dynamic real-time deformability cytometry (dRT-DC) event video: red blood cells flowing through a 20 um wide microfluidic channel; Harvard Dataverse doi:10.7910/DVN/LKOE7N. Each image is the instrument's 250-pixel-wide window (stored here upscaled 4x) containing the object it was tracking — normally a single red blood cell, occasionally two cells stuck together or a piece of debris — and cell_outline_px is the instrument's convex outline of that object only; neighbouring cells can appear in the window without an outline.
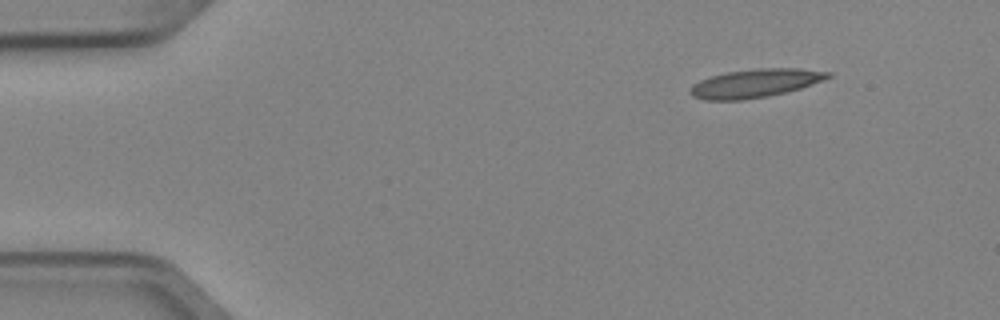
{"species": "Egyptian fruit bat (a non-hibernating species)", "species_latin": "Rousettus aegyptiacus", "temperature_condition": "cold", "stored_images_in_passage": 5, "camera_frame_rate_fps": 3000, "um_per_image_px": 0.085, "animal": {"sex": "female"}, "frame": {"image": 1, "passage_image": 1, "time_ms": 0.0, "image_size_px": [1000, 320], "cell_outline_px": [[832, 76], [824, 80], [788, 92], [768, 96], [744, 100], [704, 100], [692, 96], [688, 92], [692, 84], [700, 80], [712, 76], [728, 72], [756, 68], [796, 68], [832, 72]], "centroid_in_image_um": [64.19, 7.08], "position_along_channel_um": 20.8, "area_um2": 22.95}}
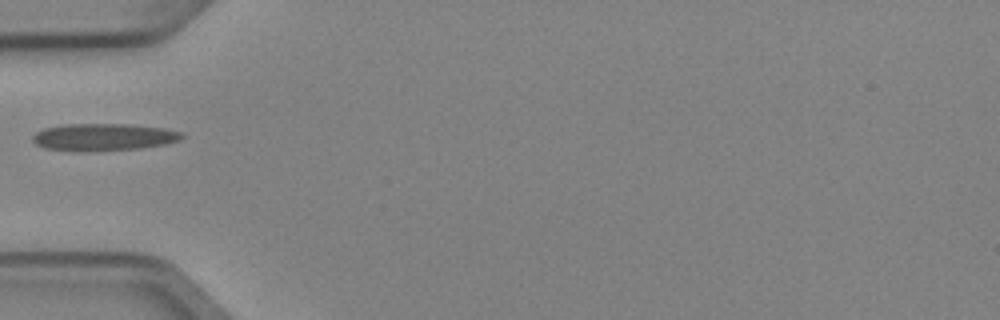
{"frame": {"image": 2, "passage_image": 4, "time_ms": 1.0, "image_size_px": [1000, 320], "cell_outline_px": [[184, 136], [180, 140], [164, 144], [140, 148], [80, 152], [44, 148], [36, 144], [32, 140], [32, 136], [36, 132], [44, 128], [64, 124], [128, 124], [164, 128], [184, 132]], "centroid_in_image_um": [8.79, 11.65], "position_along_channel_um": 76.2, "area_um2": 23.81}}
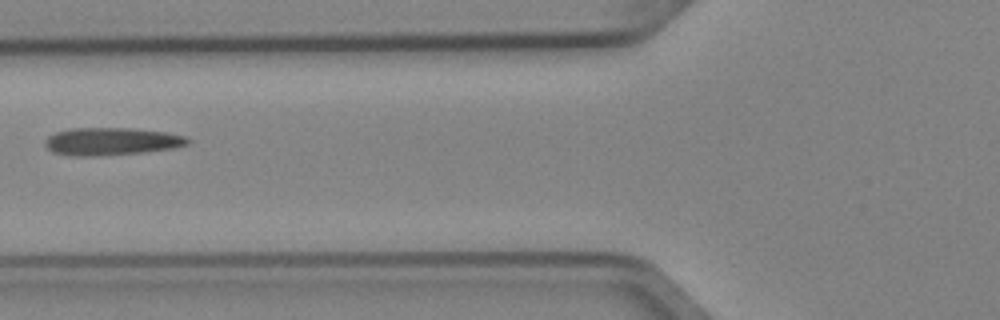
{"frame": {"image": 3, "passage_image": 5, "time_ms": 1.333, "image_size_px": [1000, 320], "cell_outline_px": [[192, 140], [188, 144], [176, 148], [140, 152], [92, 156], [72, 156], [52, 152], [44, 144], [44, 140], [48, 136], [56, 132], [72, 128], [132, 128], [164, 132], [188, 136]], "centroid_in_image_um": [9.49, 12.01], "position_along_channel_um": 116.3, "area_um2": 23.0}}